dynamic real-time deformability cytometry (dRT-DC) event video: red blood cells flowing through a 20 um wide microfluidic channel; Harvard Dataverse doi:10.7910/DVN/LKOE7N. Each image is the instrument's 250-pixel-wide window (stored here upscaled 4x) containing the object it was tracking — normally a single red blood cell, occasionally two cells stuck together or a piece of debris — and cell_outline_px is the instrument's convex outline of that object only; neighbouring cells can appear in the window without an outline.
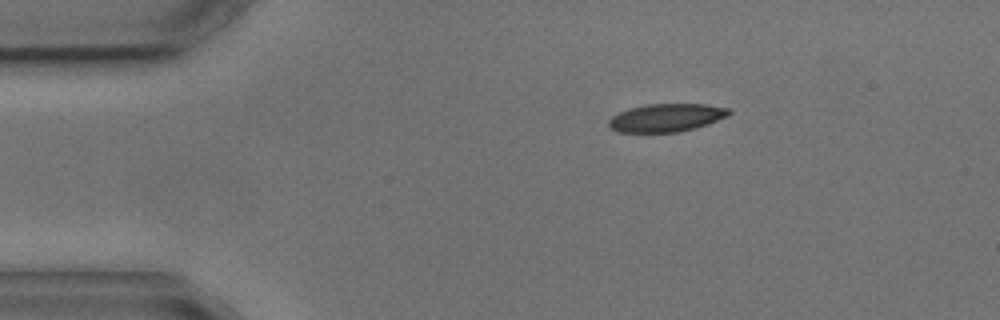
{"species": "common noctule bat (a hibernating species)", "species_latin": "Nyctalus noctula", "temperature_condition": "cold", "stored_images_in_passage": 4, "camera_frame_rate_fps": 3000, "um_per_image_px": 0.085, "animal": {"sex": "male", "body_mass_g": 17.9, "forearm_length_mm": 54.2}, "frame": {"image": 1, "passage_image": 1, "time_ms": 0.0, "image_size_px": [1000, 320], "cell_outline_px": [[732, 112], [728, 116], [708, 124], [696, 128], [680, 132], [616, 132], [608, 124], [608, 120], [612, 116], [620, 112], [644, 104], [708, 104], [728, 108]], "centroid_in_image_um": [56.67, 10.0], "position_along_channel_um": 28.3, "area_um2": 19.71}}
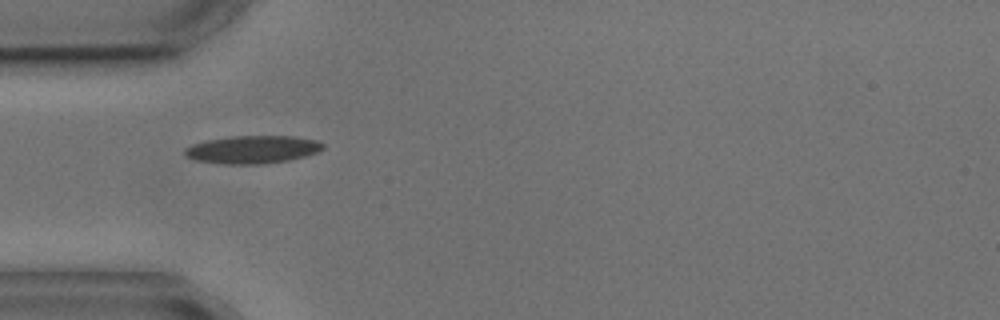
{"frame": {"image": 2, "passage_image": 3, "time_ms": 2.333, "image_size_px": [1000, 320], "cell_outline_px": [[324, 148], [316, 152], [304, 156], [288, 160], [268, 164], [224, 164], [196, 160], [184, 156], [184, 148], [192, 144], [208, 140], [228, 136], [292, 136], [316, 140], [324, 144]], "centroid_in_image_um": [21.44, 12.71], "position_along_channel_um": 63.6, "area_um2": 22.48}}